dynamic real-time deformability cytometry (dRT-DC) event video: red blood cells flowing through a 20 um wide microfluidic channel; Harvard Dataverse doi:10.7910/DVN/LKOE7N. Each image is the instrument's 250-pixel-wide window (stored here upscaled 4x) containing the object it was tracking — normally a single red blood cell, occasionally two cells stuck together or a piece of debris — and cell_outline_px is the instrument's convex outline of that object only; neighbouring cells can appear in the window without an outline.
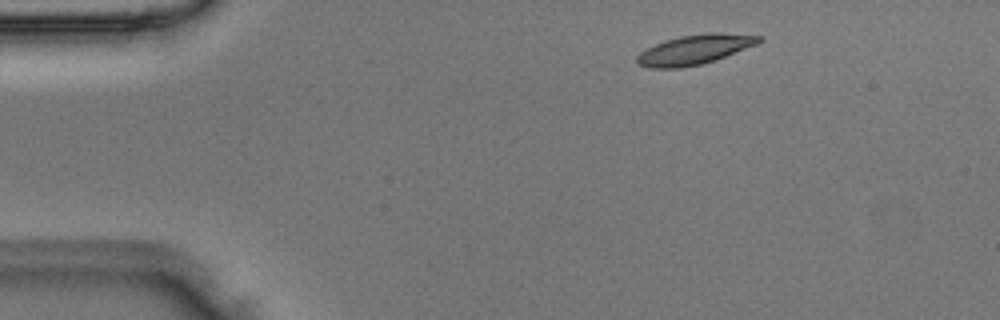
{"species": "Egyptian fruit bat (a non-hibernating species)", "species_latin": "Rousettus aegyptiacus", "temperature_condition": "room temperature", "stored_images_in_passage": 3, "segment_of_instrument_passage": [1, 2], "camera_frame_rate_fps": 3000, "um_per_image_px": 0.085, "animal": {"sex": "male"}, "frame": {"image": 1, "passage_image": 1, "time_ms": 0.0, "image_size_px": [1000, 320], "cell_outline_px": [[764, 40], [756, 44], [716, 60], [700, 64], [680, 68], [648, 68], [636, 64], [636, 56], [640, 52], [656, 44], [680, 36], [708, 32], [720, 32], [764, 36]], "centroid_in_image_um": [59.06, 4.21], "position_along_channel_um": 25.9, "area_um2": 21.1}}